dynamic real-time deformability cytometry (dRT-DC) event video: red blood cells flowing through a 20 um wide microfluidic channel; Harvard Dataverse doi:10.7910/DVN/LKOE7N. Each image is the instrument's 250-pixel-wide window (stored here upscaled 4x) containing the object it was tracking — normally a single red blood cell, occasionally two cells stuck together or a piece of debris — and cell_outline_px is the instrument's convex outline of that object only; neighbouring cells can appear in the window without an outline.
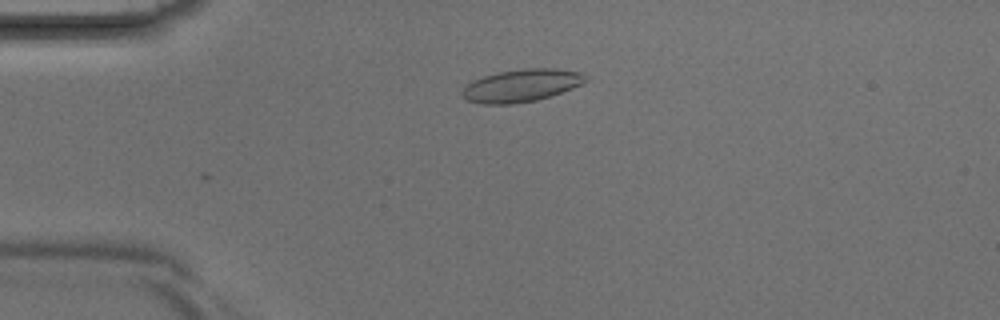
{"species": "Egyptian fruit bat (a non-hibernating species)", "species_latin": "Rousettus aegyptiacus", "temperature_condition": "room temperature", "stored_images_in_passage": 4, "camera_frame_rate_fps": 3000, "um_per_image_px": 0.085, "animal": {"sex": "male"}, "frame": {"image": 1, "passage_image": 4, "time_ms": 1.0, "image_size_px": [1000, 320], "cell_outline_px": [[588, 80], [572, 88], [536, 100], [512, 104], [480, 104], [468, 100], [460, 96], [460, 92], [472, 80], [484, 76], [500, 72], [520, 68], [556, 68], [580, 72], [588, 76]], "centroid_in_image_um": [44.29, 7.26], "position_along_channel_um": 40.7, "area_um2": 23.41}}